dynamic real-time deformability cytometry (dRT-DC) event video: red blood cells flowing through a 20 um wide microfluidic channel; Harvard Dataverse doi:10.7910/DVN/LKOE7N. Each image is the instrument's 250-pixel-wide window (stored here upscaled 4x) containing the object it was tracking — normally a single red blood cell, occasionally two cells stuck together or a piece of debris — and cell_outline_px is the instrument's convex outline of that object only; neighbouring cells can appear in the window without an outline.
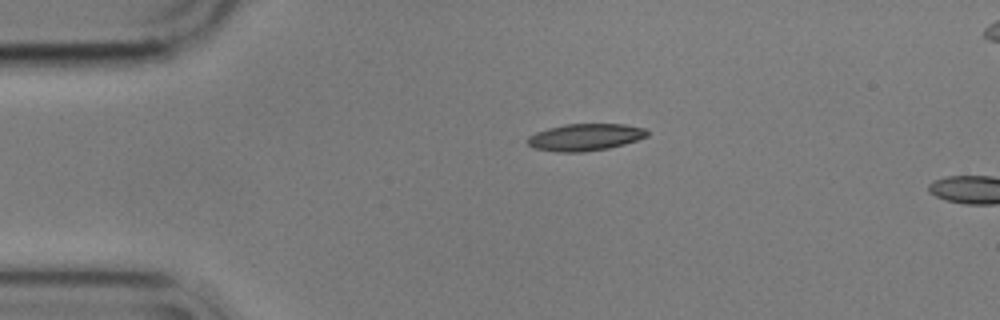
{"species": "common noctule bat (a hibernating species)", "species_latin": "Nyctalus noctula", "temperature_condition": "cold", "stored_images_in_passage": 4, "camera_frame_rate_fps": 3000, "um_per_image_px": 0.085, "animal": {"sex": "male", "body_mass_g": 17.9}, "frame": {"image": 1, "passage_image": 1, "time_ms": 0.0, "image_size_px": [1000, 320], "cell_outline_px": [[648, 136], [624, 144], [608, 148], [584, 152], [560, 152], [532, 148], [524, 140], [528, 136], [536, 132], [548, 128], [564, 124], [624, 124], [644, 128], [648, 132]], "centroid_in_image_um": [49.69, 11.66], "position_along_channel_um": 35.3, "area_um2": 18.9}}